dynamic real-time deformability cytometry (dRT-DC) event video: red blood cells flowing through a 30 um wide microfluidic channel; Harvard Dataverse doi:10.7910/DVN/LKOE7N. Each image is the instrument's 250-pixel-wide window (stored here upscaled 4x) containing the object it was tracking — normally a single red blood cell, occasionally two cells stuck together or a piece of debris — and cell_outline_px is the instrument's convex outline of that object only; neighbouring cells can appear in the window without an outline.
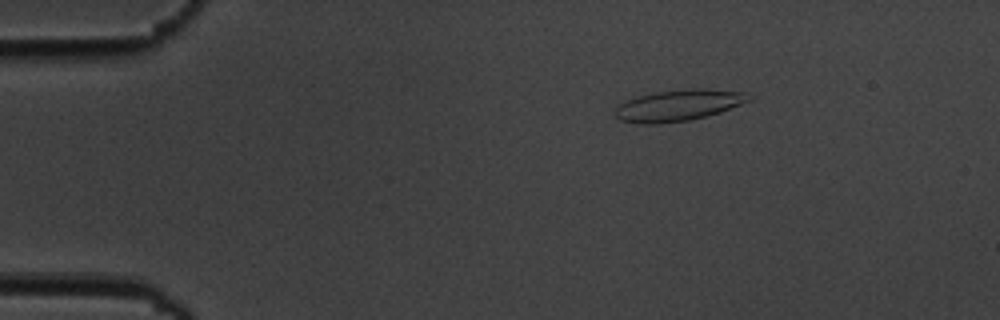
{"species": "common noctule bat (a hibernating species)", "species_latin": "Nyctalus noctula", "temperature_condition": "cold", "stored_images_in_passage": 5, "camera_frame_rate_fps": 3000, "um_per_image_px": 0.085, "animal": {"sex": "male", "body_mass_g": 19.5, "forearm_length_mm": 54.6}, "frame": {"image": 1, "passage_image": 3, "time_ms": 3.0, "image_size_px": [1000, 320], "cell_outline_px": [[752, 100], [720, 112], [688, 120], [656, 124], [644, 124], [620, 120], [616, 116], [616, 108], [620, 104], [628, 100], [640, 96], [656, 92], [692, 88], [704, 88], [748, 92], [752, 96]], "centroid_in_image_um": [57.74, 8.94], "position_along_channel_um": 27.3, "area_um2": 24.16}}